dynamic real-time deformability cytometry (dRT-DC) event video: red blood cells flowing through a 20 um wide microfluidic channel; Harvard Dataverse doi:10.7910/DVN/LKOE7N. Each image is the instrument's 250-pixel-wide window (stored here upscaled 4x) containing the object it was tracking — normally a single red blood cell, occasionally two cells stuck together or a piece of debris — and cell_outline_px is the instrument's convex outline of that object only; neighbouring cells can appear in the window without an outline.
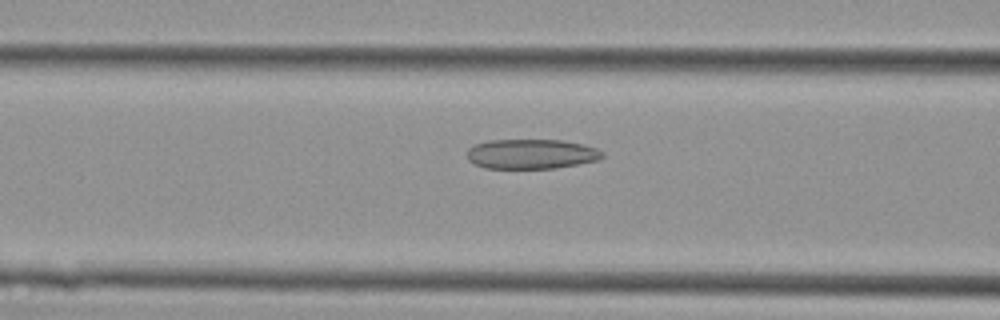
{"species": "Egyptian fruit bat (a non-hibernating species)", "species_latin": "Rousettus aegyptiacus", "temperature_condition": "cold", "stored_images_in_passage": 28, "camera_frame_rate_fps": 3000, "um_per_image_px": 0.085, "animal": {"sex": "female"}, "frame": {"image": 1, "passage_image": 6, "time_ms": 1.667, "image_size_px": [1000, 320], "cell_outline_px": [[604, 156], [600, 160], [556, 168], [484, 168], [468, 160], [468, 148], [476, 144], [488, 140], [564, 140], [584, 144], [596, 148], [604, 152]], "centroid_in_image_um": [45.21, 13.08], "position_along_channel_um": 121.4, "area_um2": 23.58}}
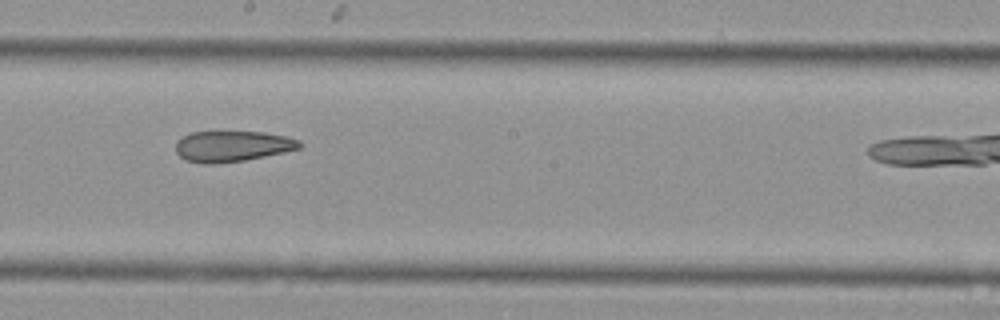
{"frame": {"image": 2, "passage_image": 13, "time_ms": 4.0, "image_size_px": [1000, 320], "cell_outline_px": [[304, 144], [300, 148], [284, 152], [244, 160], [216, 164], [204, 164], [184, 160], [176, 152], [176, 140], [192, 132], [264, 132], [284, 136], [300, 140]], "centroid_in_image_um": [19.74, 12.43], "position_along_channel_um": 228.5, "area_um2": 22.25}}
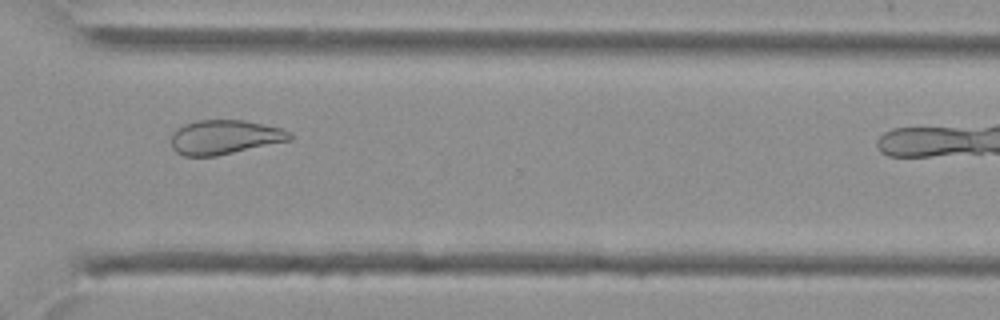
{"frame": {"image": 3, "passage_image": 21, "time_ms": 6.667, "image_size_px": [1000, 320], "cell_outline_px": [[292, 140], [216, 156], [184, 156], [176, 152], [172, 148], [172, 132], [176, 128], [184, 124], [196, 120], [244, 120], [280, 128], [292, 132]], "centroid_in_image_um": [19.08, 11.65], "position_along_channel_um": 351.5, "area_um2": 23.81}}